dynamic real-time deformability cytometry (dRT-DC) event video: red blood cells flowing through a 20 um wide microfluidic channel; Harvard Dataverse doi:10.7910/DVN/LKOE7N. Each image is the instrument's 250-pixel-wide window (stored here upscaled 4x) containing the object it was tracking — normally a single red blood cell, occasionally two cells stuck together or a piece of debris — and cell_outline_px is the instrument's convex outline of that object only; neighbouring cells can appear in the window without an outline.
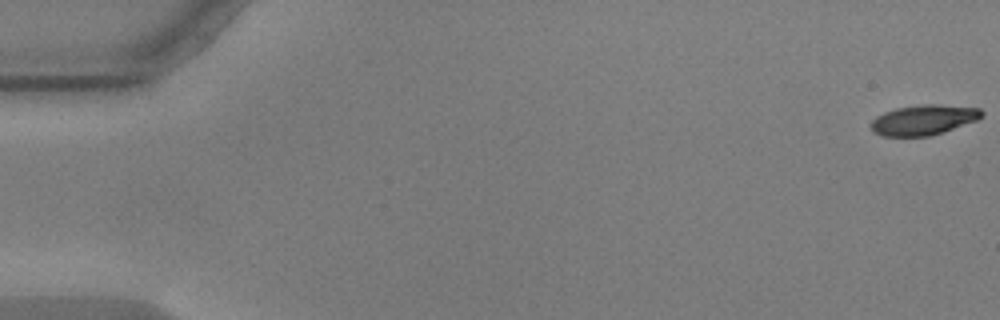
{"species": "common noctule bat (a hibernating species)", "species_latin": "Nyctalus noctula", "temperature_condition": "warm", "stored_images_in_passage": 12, "camera_frame_rate_fps": 3000, "um_per_image_px": 0.085, "animal": {"sex": "male", "body_mass_g": 17.9, "forearm_length_mm": 54.2}, "frame": {"image": 1, "passage_image": 1, "time_ms": 0.0, "image_size_px": [1000, 320], "cell_outline_px": [[984, 116], [976, 120], [928, 136], [880, 136], [872, 132], [872, 120], [876, 116], [884, 112], [896, 108], [920, 104], [940, 104], [980, 108], [984, 112]], "centroid_in_image_um": [78.48, 10.17], "position_along_channel_um": 6.5, "area_um2": 19.36}}